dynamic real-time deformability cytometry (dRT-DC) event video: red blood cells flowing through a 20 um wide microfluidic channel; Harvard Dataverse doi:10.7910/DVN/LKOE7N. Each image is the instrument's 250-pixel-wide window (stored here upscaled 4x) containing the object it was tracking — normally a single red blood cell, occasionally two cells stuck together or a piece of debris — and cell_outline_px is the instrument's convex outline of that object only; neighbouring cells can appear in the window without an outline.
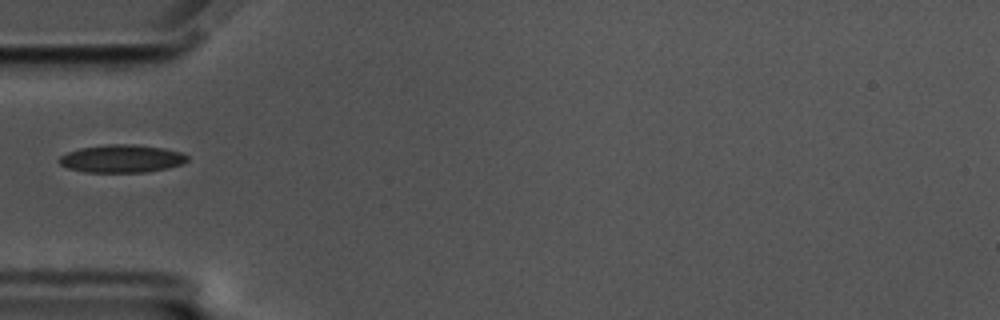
{"species": "common noctule bat (a hibernating species)", "species_latin": "Nyctalus noctula", "temperature_condition": "cold", "stored_images_in_passage": 40, "camera_frame_rate_fps": 3000, "um_per_image_px": 0.085, "animal": {"sex": "male", "body_mass_g": 17.5, "forearm_length_mm": 52.3}, "frame": {"image": 1, "passage_image": 1, "time_ms": 0.0, "image_size_px": [1000, 320], "cell_outline_px": [[188, 160], [184, 164], [168, 168], [144, 172], [84, 172], [68, 168], [60, 164], [56, 160], [60, 156], [68, 152], [80, 148], [108, 144], [136, 144], [164, 148], [180, 152], [188, 156]], "centroid_in_image_um": [10.35, 13.48], "position_along_channel_um": 74.7, "area_um2": 20.92}}
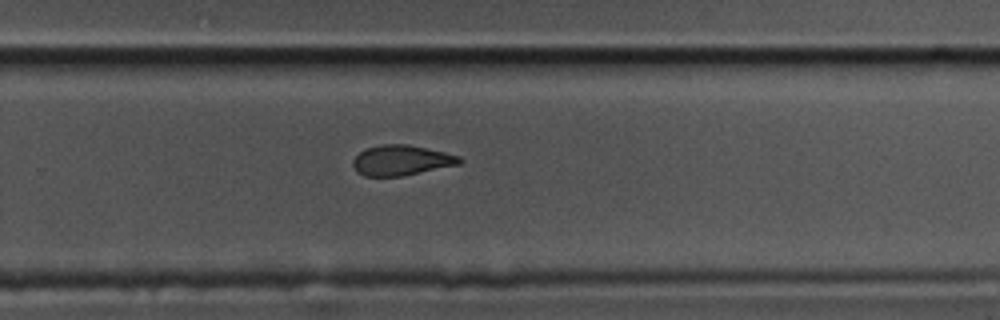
{"frame": {"image": 2, "passage_image": 20, "time_ms": 6.333, "image_size_px": [1000, 320], "cell_outline_px": [[464, 160], [460, 164], [400, 176], [364, 176], [356, 172], [352, 164], [352, 160], [364, 148], [380, 144], [408, 144], [444, 152], [460, 156]], "centroid_in_image_um": [34.09, 13.61], "position_along_channel_um": 295.7, "area_um2": 18.84}}
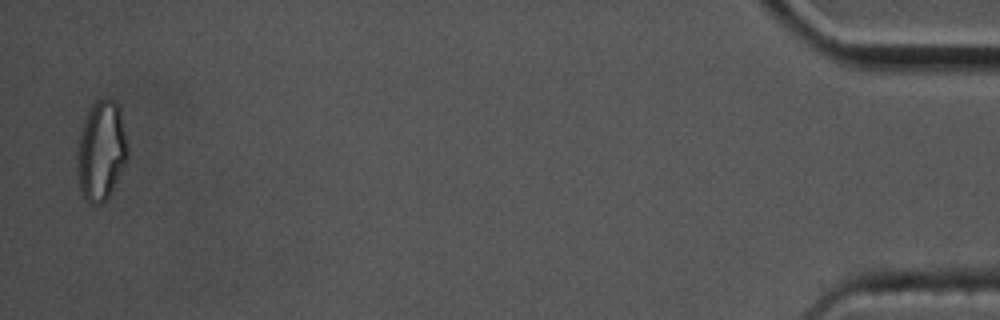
{"frame": {"image": 3, "passage_image": 39, "time_ms": 12.667, "image_size_px": [1000, 320], "cell_outline_px": [[128, 156], [108, 196], [100, 204], [88, 204], [80, 188], [80, 132], [84, 120], [92, 104], [96, 100], [116, 100], [120, 108], [128, 148]], "centroid_in_image_um": [8.65, 12.77], "position_along_channel_um": 426.6, "area_um2": 28.09}}